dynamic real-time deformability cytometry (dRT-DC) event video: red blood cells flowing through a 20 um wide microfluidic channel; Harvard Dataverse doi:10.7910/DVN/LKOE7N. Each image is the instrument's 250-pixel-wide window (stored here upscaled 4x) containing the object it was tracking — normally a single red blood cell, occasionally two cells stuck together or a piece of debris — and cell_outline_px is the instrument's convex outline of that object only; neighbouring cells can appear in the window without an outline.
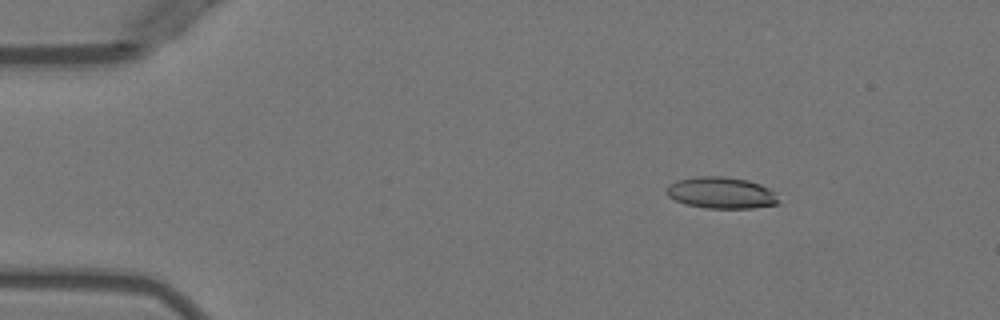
{"species": "Egyptian fruit bat (a non-hibernating species)", "species_latin": "Rousettus aegyptiacus", "temperature_condition": "warm", "stored_images_in_passage": 48, "camera_frame_rate_fps": 3000, "um_per_image_px": 0.085, "animal": {"sex": "female"}, "frame": {"image": 1, "passage_image": 6, "time_ms": 1.667, "image_size_px": [1000, 320], "cell_outline_px": [[780, 204], [752, 208], [704, 208], [684, 204], [668, 196], [668, 184], [676, 180], [696, 176], [720, 176], [748, 180], [760, 184], [768, 188], [772, 192]], "centroid_in_image_um": [61.27, 16.39], "position_along_channel_um": 23.7, "area_um2": 20.46}}
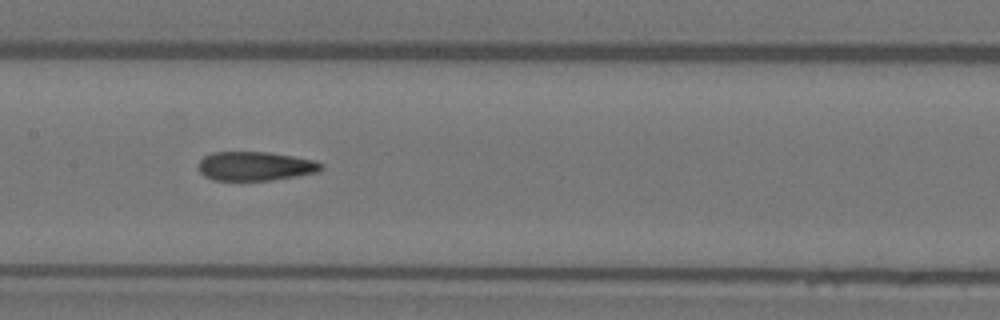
{"frame": {"image": 2, "passage_image": 24, "time_ms": 7.667, "image_size_px": [1000, 320], "cell_outline_px": [[324, 168], [316, 172], [296, 176], [272, 180], [212, 180], [204, 176], [200, 172], [200, 160], [204, 156], [212, 152], [268, 152], [316, 160], [324, 164]], "centroid_in_image_um": [21.72, 14.12], "position_along_channel_um": 185.7, "area_um2": 20.75}}
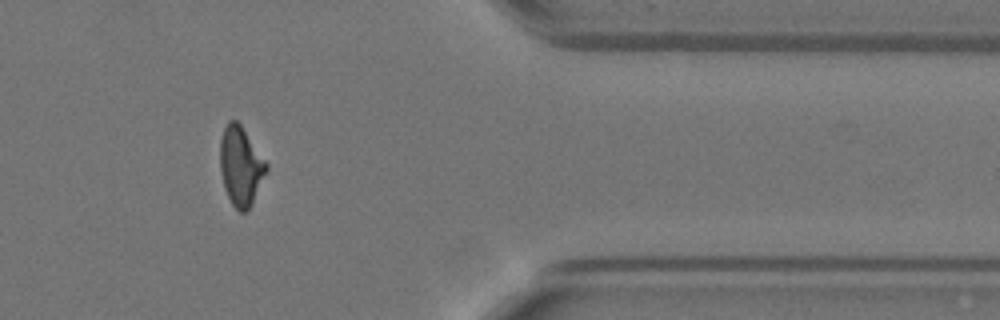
{"frame": {"image": 3, "passage_image": 41, "time_ms": 13.333, "image_size_px": [1000, 320], "cell_outline_px": [[268, 168], [252, 204], [248, 212], [240, 212], [232, 204], [224, 188], [220, 168], [220, 140], [224, 128], [228, 120], [236, 120], [240, 124], [268, 164]], "centroid_in_image_um": [20.46, 14.13], "position_along_channel_um": 390.9, "area_um2": 21.21}, "authors_computed_cell_mechanics": {"area_um2": 21.1548, "velocity_mm_per_s": 3.9981, "shape_relaxation_time_tau1_ms": 7.2824, "shape_relaxation_time_tau2_ms": 2.1707, "deformation_change_tau1": 0.2571, "deformation_change_tau2": 0.1144}}